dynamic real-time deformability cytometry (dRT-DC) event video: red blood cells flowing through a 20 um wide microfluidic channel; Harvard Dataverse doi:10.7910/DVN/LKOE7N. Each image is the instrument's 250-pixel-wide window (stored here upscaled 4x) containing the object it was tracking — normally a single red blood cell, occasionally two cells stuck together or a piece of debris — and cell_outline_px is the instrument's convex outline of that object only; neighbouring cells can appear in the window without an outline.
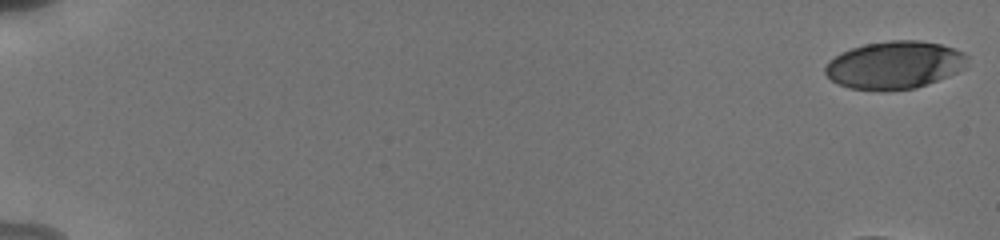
{"species": "human", "species_latin": "Homo sapiens", "temperature_condition": "cold", "stored_images_in_passage": 25, "camera_frame_rate_fps": 3000, "um_per_image_px": 0.085, "donor": {"sex": "male"}, "frame": {"image": 1, "passage_image": 1, "time_ms": 0.0, "image_size_px": [1000, 240], "cell_outline_px": [[968, 56], [964, 68], [948, 76], [916, 88], [884, 92], [848, 88], [836, 84], [824, 72], [824, 68], [828, 60], [840, 52], [864, 44], [888, 40], [920, 40], [940, 44], [956, 48], [964, 52]], "centroid_in_image_um": [76.01, 5.53], "position_along_channel_um": 9.0, "area_um2": 40.11}}